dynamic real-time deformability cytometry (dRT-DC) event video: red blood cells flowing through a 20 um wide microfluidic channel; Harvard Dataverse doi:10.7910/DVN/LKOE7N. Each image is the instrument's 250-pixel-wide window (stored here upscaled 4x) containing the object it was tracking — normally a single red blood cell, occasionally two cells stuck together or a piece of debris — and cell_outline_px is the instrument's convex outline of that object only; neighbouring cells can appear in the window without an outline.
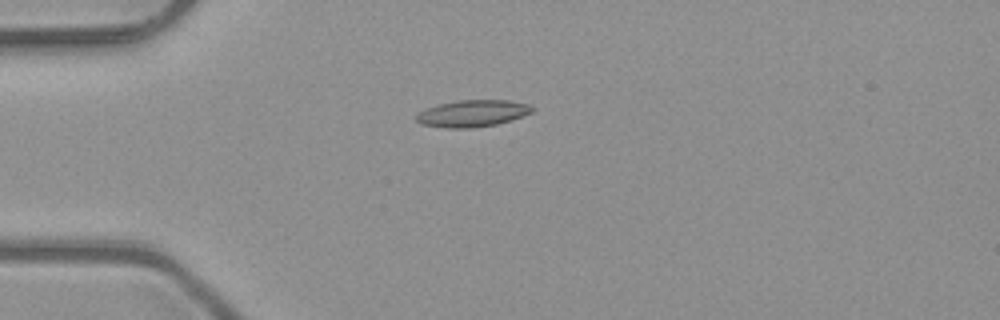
{"species": "common noctule bat (a hibernating species)", "species_latin": "Nyctalus noctula", "temperature_condition": "room temperature", "stored_images_in_passage": 6, "camera_frame_rate_fps": 3000, "um_per_image_px": 0.085, "animal": {"sex": "male", "body_mass_g": 23.1, "forearm_length_mm": 52.7}, "frame": {"image": 1, "passage_image": 3, "time_ms": 0.667, "image_size_px": [1000, 320], "cell_outline_px": [[536, 108], [532, 112], [512, 120], [496, 124], [472, 128], [448, 128], [420, 124], [416, 120], [416, 116], [420, 112], [428, 108], [440, 104], [460, 100], [508, 100], [528, 104]], "centroid_in_image_um": [40.2, 9.64], "position_along_channel_um": 44.8, "area_um2": 17.98}}
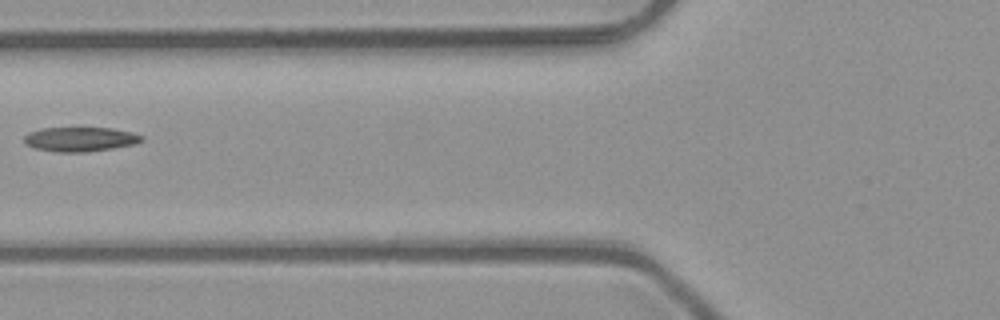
{"frame": {"image": 2, "passage_image": 5, "time_ms": 1.333, "image_size_px": [1000, 320], "cell_outline_px": [[144, 140], [132, 144], [112, 148], [88, 152], [56, 152], [32, 148], [24, 144], [24, 136], [28, 132], [40, 128], [112, 128], [132, 132], [144, 136]], "centroid_in_image_um": [6.77, 11.83], "position_along_channel_um": 119.0, "area_um2": 16.88}}
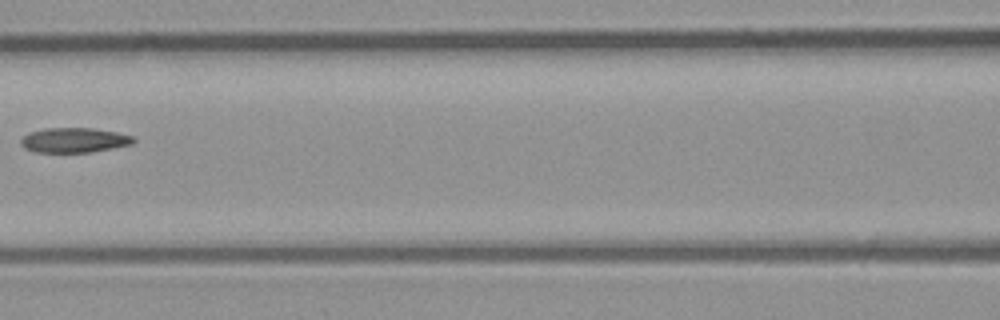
{"frame": {"image": 3, "passage_image": 6, "time_ms": 1.667, "image_size_px": [1000, 320], "cell_outline_px": [[136, 140], [132, 144], [92, 152], [36, 152], [24, 148], [20, 144], [20, 140], [24, 136], [32, 132], [44, 128], [92, 128], [116, 132], [132, 136]], "centroid_in_image_um": [6.3, 11.91], "position_along_channel_um": 160.3, "area_um2": 16.18}}